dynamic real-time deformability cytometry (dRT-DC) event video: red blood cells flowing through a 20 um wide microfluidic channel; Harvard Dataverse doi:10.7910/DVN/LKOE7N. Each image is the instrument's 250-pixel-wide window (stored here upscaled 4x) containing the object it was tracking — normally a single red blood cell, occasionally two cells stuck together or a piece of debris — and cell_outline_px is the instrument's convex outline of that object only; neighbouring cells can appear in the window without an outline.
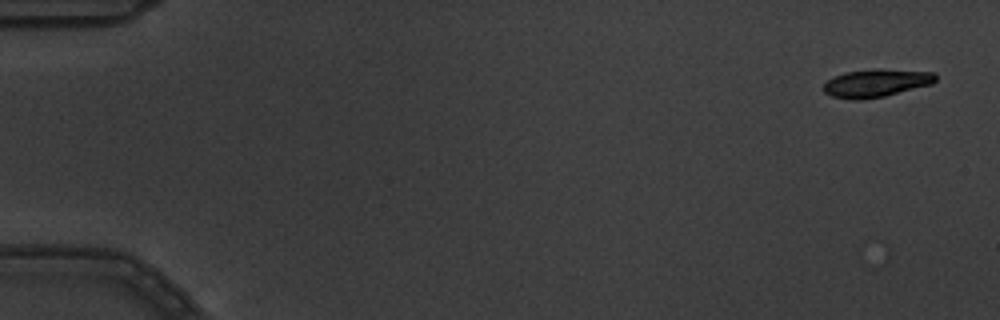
{"species": "common noctule bat (a hibernating species)", "species_latin": "Nyctalus noctula", "temperature_condition": "warm", "stored_images_in_passage": 8, "camera_frame_rate_fps": 3000, "um_per_image_px": 0.085, "animal": {"sex": "male", "body_mass_g": 19.5, "forearm_length_mm": 54.6}, "frame": {"image": 1, "passage_image": 1, "time_ms": 0.0, "image_size_px": [1000, 320], "cell_outline_px": [[936, 80], [932, 84], [884, 96], [864, 100], [852, 100], [832, 96], [824, 92], [824, 84], [828, 80], [844, 72], [872, 68], [936, 72]], "centroid_in_image_um": [74.48, 7.05], "position_along_channel_um": 10.5, "area_um2": 18.32}}
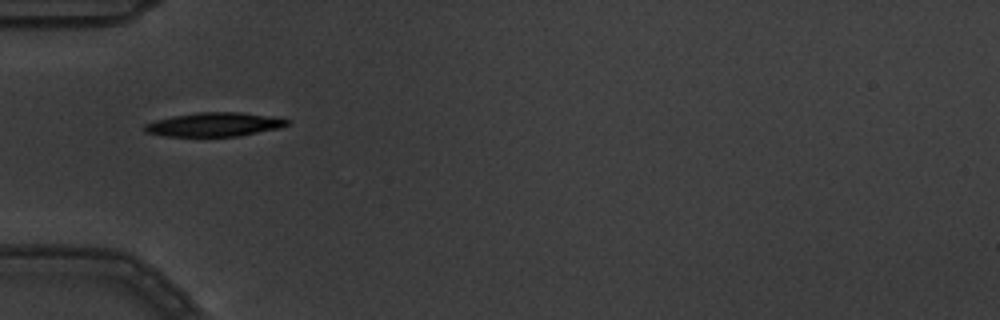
{"frame": {"image": 2, "passage_image": 6, "time_ms": 1.667, "image_size_px": [1000, 320], "cell_outline_px": [[292, 120], [288, 124], [280, 128], [240, 136], [164, 136], [144, 132], [144, 124], [156, 120], [172, 116], [196, 112], [240, 112], [272, 116]], "centroid_in_image_um": [18.23, 10.58], "position_along_channel_um": 66.8, "area_um2": 20.0}}